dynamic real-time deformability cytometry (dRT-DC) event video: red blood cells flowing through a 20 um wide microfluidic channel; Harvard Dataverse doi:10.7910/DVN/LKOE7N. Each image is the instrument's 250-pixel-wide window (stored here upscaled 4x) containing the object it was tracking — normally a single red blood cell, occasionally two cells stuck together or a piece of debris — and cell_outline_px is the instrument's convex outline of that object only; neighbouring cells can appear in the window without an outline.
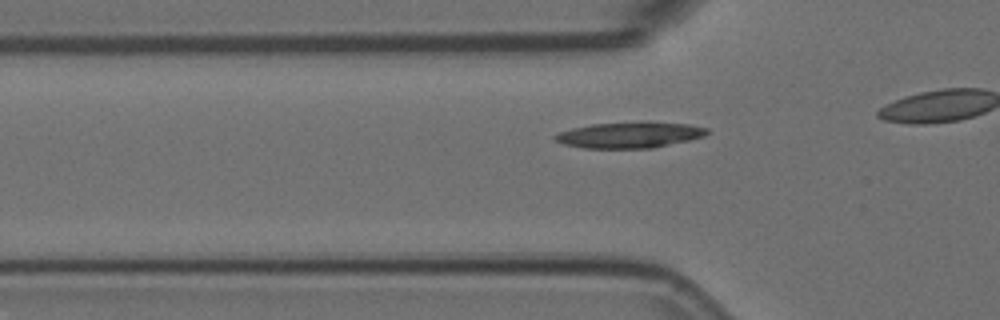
{"species": "Egyptian fruit bat (a non-hibernating species)", "species_latin": "Rousettus aegyptiacus", "temperature_condition": "room temperature", "stored_images_in_passage": 8, "camera_frame_rate_fps": 3000, "um_per_image_px": 0.085, "animal": {"sex": "female"}, "frame": {"image": 1, "passage_image": 2, "time_ms": 0.333, "image_size_px": [1000, 320], "cell_outline_px": [[708, 132], [704, 136], [688, 140], [652, 148], [584, 148], [564, 144], [556, 140], [552, 136], [560, 132], [572, 128], [592, 124], [644, 120], [648, 120], [692, 124], [708, 128]], "centroid_in_image_um": [53.56, 11.44], "position_along_channel_um": 72.2, "area_um2": 23.41}}
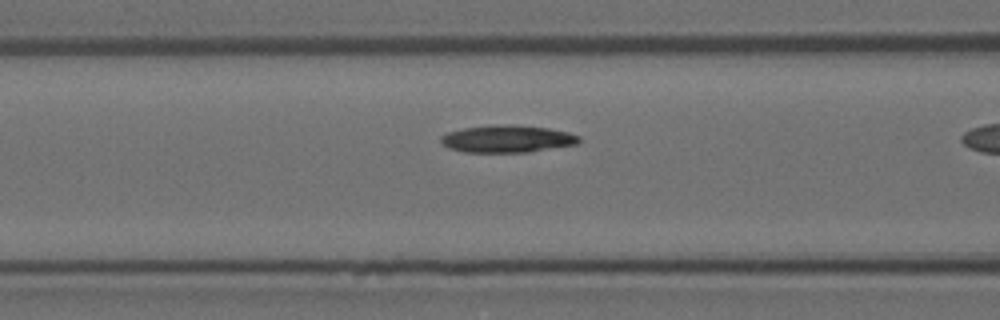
{"frame": {"image": 2, "passage_image": 6, "time_ms": 1.667, "image_size_px": [1000, 320], "cell_outline_px": [[580, 140], [576, 144], [528, 152], [464, 152], [448, 148], [440, 140], [440, 136], [448, 132], [464, 128], [508, 124], [548, 128], [568, 132], [580, 136]], "centroid_in_image_um": [43.11, 11.81], "position_along_channel_um": 123.5, "area_um2": 21.73}}